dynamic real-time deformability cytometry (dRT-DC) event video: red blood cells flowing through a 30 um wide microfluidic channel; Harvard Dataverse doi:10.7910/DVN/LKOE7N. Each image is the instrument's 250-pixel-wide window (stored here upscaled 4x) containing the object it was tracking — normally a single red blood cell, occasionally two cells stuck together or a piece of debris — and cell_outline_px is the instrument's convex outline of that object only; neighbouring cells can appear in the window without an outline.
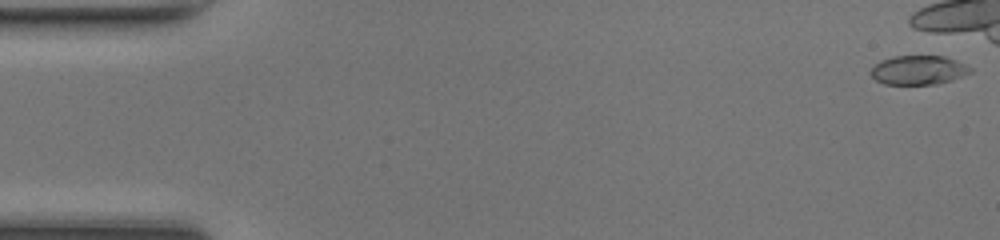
{"species": "common noctule bat (a hibernating species)", "species_latin": "Nyctalus noctula", "temperature_condition": "room temperature", "stored_images_in_passage": 7, "camera_frame_rate_fps": 3000, "um_per_image_px": 0.085, "animal": {"sex": "female", "body_mass_g": 17.0, "forearm_length_mm": 48.0}, "frame": {"image": 1, "passage_image": 1, "time_ms": 0.0, "image_size_px": [1000, 240], "cell_outline_px": [[972, 72], [952, 80], [936, 84], [884, 84], [876, 80], [868, 72], [880, 60], [892, 56], [944, 56], [956, 60], [972, 68]], "centroid_in_image_um": [78.05, 5.95], "position_along_channel_um": 6.9, "area_um2": 16.94}}